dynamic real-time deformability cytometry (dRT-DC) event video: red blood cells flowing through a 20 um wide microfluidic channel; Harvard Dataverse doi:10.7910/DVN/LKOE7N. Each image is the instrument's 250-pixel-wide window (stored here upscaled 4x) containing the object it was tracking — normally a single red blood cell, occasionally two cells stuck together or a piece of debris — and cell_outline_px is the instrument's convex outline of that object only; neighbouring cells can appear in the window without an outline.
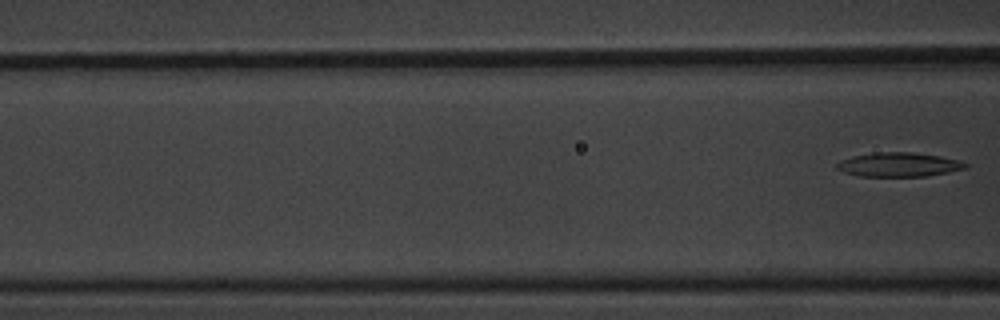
{"species": "common noctule bat (a hibernating species)", "species_latin": "Nyctalus noctula", "temperature_condition": "warm", "stored_images_in_passage": 5, "segment_of_instrument_passage": [2, 2], "camera_frame_rate_fps": 3000, "um_per_image_px": 0.085, "animal": {"sex": "male", "body_mass_g": 20.1, "forearm_length_mm": 53.5}, "frame": {"image": 1, "passage_image": 5, "time_ms": 1.333, "image_size_px": [1000, 320], "cell_outline_px": [[968, 164], [964, 168], [948, 172], [924, 176], [860, 176], [844, 172], [836, 168], [836, 164], [840, 160], [852, 156], [872, 152], [912, 152], [940, 156], [960, 160]], "centroid_in_image_um": [76.36, 13.98], "position_along_channel_um": 90.2, "area_um2": 18.03}}